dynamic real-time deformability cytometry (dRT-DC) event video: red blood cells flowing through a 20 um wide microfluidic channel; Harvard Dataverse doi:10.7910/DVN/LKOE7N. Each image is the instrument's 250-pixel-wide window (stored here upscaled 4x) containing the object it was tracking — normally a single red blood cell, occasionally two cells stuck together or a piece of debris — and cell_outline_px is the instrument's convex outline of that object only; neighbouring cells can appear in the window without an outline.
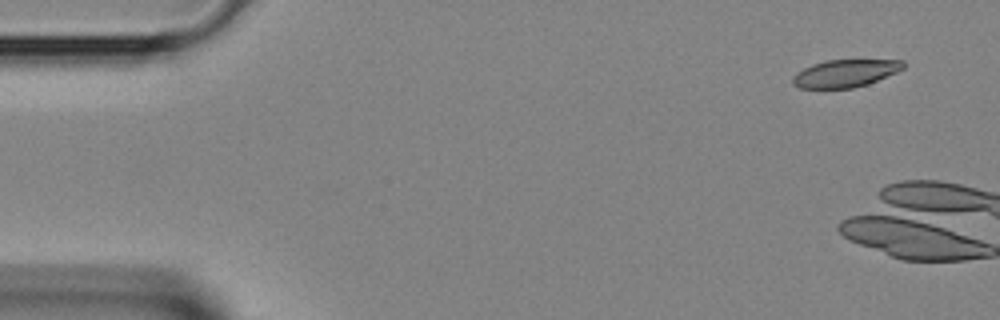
{"species": "Egyptian fruit bat (a non-hibernating species)", "species_latin": "Rousettus aegyptiacus", "temperature_condition": "room temperature", "stored_images_in_passage": 5, "camera_frame_rate_fps": 3000, "um_per_image_px": 0.085, "animal": {"sex": "female"}, "frame": {"image": 1, "passage_image": 1, "time_ms": 0.0, "image_size_px": [1000, 320], "cell_outline_px": [[904, 68], [896, 72], [868, 84], [852, 88], [800, 88], [792, 84], [792, 76], [796, 72], [812, 64], [824, 60], [904, 60]], "centroid_in_image_um": [71.81, 6.23], "position_along_channel_um": 13.2, "area_um2": 17.74}}
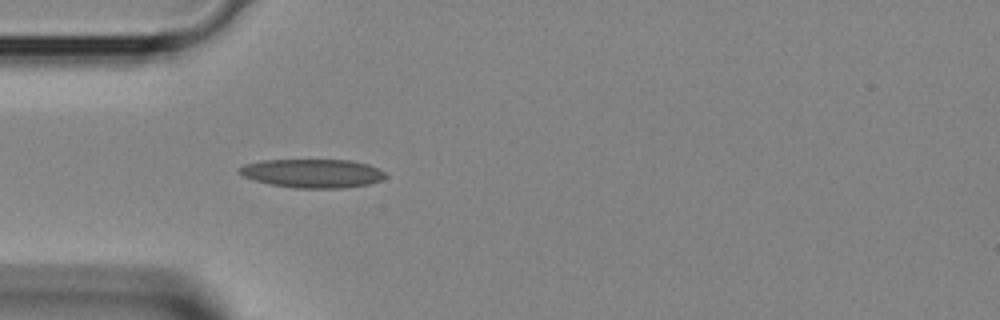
{"frame": {"image": 2, "passage_image": 5, "time_ms": 1.333, "image_size_px": [1000, 320], "cell_outline_px": [[388, 176], [380, 180], [368, 184], [344, 188], [296, 188], [268, 184], [244, 176], [236, 172], [244, 164], [260, 160], [352, 160], [368, 164], [384, 172]], "centroid_in_image_um": [26.55, 14.73], "position_along_channel_um": 58.5, "area_um2": 24.45}}